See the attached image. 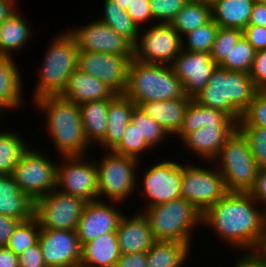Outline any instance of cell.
Masks as SVG:
<instances>
[{"instance_id":"cell-1","label":"cell","mask_w":266,"mask_h":267,"mask_svg":"<svg viewBox=\"0 0 266 267\" xmlns=\"http://www.w3.org/2000/svg\"><path fill=\"white\" fill-rule=\"evenodd\" d=\"M258 205L249 193L228 192L202 214V224L235 251L253 252L266 224V209Z\"/></svg>"},{"instance_id":"cell-2","label":"cell","mask_w":266,"mask_h":267,"mask_svg":"<svg viewBox=\"0 0 266 267\" xmlns=\"http://www.w3.org/2000/svg\"><path fill=\"white\" fill-rule=\"evenodd\" d=\"M32 103L45 113L44 127L59 158L84 156L93 149L85 135L79 105L60 96H43Z\"/></svg>"},{"instance_id":"cell-3","label":"cell","mask_w":266,"mask_h":267,"mask_svg":"<svg viewBox=\"0 0 266 267\" xmlns=\"http://www.w3.org/2000/svg\"><path fill=\"white\" fill-rule=\"evenodd\" d=\"M257 92L258 88L249 74L229 71L217 65L208 84L193 100L202 106L225 112L237 123Z\"/></svg>"},{"instance_id":"cell-4","label":"cell","mask_w":266,"mask_h":267,"mask_svg":"<svg viewBox=\"0 0 266 267\" xmlns=\"http://www.w3.org/2000/svg\"><path fill=\"white\" fill-rule=\"evenodd\" d=\"M124 95L137 105L182 98L185 94L170 65L143 63L133 58Z\"/></svg>"},{"instance_id":"cell-5","label":"cell","mask_w":266,"mask_h":267,"mask_svg":"<svg viewBox=\"0 0 266 267\" xmlns=\"http://www.w3.org/2000/svg\"><path fill=\"white\" fill-rule=\"evenodd\" d=\"M44 53L43 64L38 70V79L32 101L43 96H59L65 89L69 76L77 69L78 44L67 30L53 38Z\"/></svg>"},{"instance_id":"cell-6","label":"cell","mask_w":266,"mask_h":267,"mask_svg":"<svg viewBox=\"0 0 266 267\" xmlns=\"http://www.w3.org/2000/svg\"><path fill=\"white\" fill-rule=\"evenodd\" d=\"M156 241H177L192 247L193 230L202 226L201 212L183 197L141 211Z\"/></svg>"},{"instance_id":"cell-7","label":"cell","mask_w":266,"mask_h":267,"mask_svg":"<svg viewBox=\"0 0 266 267\" xmlns=\"http://www.w3.org/2000/svg\"><path fill=\"white\" fill-rule=\"evenodd\" d=\"M212 162L220 171L228 192L248 193L253 188L259 168L248 141L237 128Z\"/></svg>"},{"instance_id":"cell-8","label":"cell","mask_w":266,"mask_h":267,"mask_svg":"<svg viewBox=\"0 0 266 267\" xmlns=\"http://www.w3.org/2000/svg\"><path fill=\"white\" fill-rule=\"evenodd\" d=\"M103 158L95 159L98 169V200L114 201L123 204L140 185L137 169L141 161L106 150ZM139 164V165H138ZM137 168V169H136ZM138 179V180H137ZM101 198V199H100Z\"/></svg>"},{"instance_id":"cell-9","label":"cell","mask_w":266,"mask_h":267,"mask_svg":"<svg viewBox=\"0 0 266 267\" xmlns=\"http://www.w3.org/2000/svg\"><path fill=\"white\" fill-rule=\"evenodd\" d=\"M39 150L29 144L11 174L19 189L34 201L56 189L57 162Z\"/></svg>"},{"instance_id":"cell-10","label":"cell","mask_w":266,"mask_h":267,"mask_svg":"<svg viewBox=\"0 0 266 267\" xmlns=\"http://www.w3.org/2000/svg\"><path fill=\"white\" fill-rule=\"evenodd\" d=\"M205 167L181 163V196L201 214L228 193L217 167Z\"/></svg>"},{"instance_id":"cell-11","label":"cell","mask_w":266,"mask_h":267,"mask_svg":"<svg viewBox=\"0 0 266 267\" xmlns=\"http://www.w3.org/2000/svg\"><path fill=\"white\" fill-rule=\"evenodd\" d=\"M86 158V155L60 158L56 189L90 202L98 200V169L94 158Z\"/></svg>"},{"instance_id":"cell-12","label":"cell","mask_w":266,"mask_h":267,"mask_svg":"<svg viewBox=\"0 0 266 267\" xmlns=\"http://www.w3.org/2000/svg\"><path fill=\"white\" fill-rule=\"evenodd\" d=\"M181 51L182 37L170 23H152L150 27L140 29L134 45V59L143 63L170 65Z\"/></svg>"},{"instance_id":"cell-13","label":"cell","mask_w":266,"mask_h":267,"mask_svg":"<svg viewBox=\"0 0 266 267\" xmlns=\"http://www.w3.org/2000/svg\"><path fill=\"white\" fill-rule=\"evenodd\" d=\"M86 203L55 189L35 201V217L41 228L76 231Z\"/></svg>"},{"instance_id":"cell-14","label":"cell","mask_w":266,"mask_h":267,"mask_svg":"<svg viewBox=\"0 0 266 267\" xmlns=\"http://www.w3.org/2000/svg\"><path fill=\"white\" fill-rule=\"evenodd\" d=\"M134 56L79 51L77 68L123 95L128 82V68Z\"/></svg>"},{"instance_id":"cell-15","label":"cell","mask_w":266,"mask_h":267,"mask_svg":"<svg viewBox=\"0 0 266 267\" xmlns=\"http://www.w3.org/2000/svg\"><path fill=\"white\" fill-rule=\"evenodd\" d=\"M143 195H146V208L167 203L181 196V164L173 160H162L142 173Z\"/></svg>"},{"instance_id":"cell-16","label":"cell","mask_w":266,"mask_h":267,"mask_svg":"<svg viewBox=\"0 0 266 267\" xmlns=\"http://www.w3.org/2000/svg\"><path fill=\"white\" fill-rule=\"evenodd\" d=\"M68 31L75 37L79 51L134 56V45L98 19Z\"/></svg>"},{"instance_id":"cell-17","label":"cell","mask_w":266,"mask_h":267,"mask_svg":"<svg viewBox=\"0 0 266 267\" xmlns=\"http://www.w3.org/2000/svg\"><path fill=\"white\" fill-rule=\"evenodd\" d=\"M38 243L47 267H80L82 246L76 231L41 228Z\"/></svg>"},{"instance_id":"cell-18","label":"cell","mask_w":266,"mask_h":267,"mask_svg":"<svg viewBox=\"0 0 266 267\" xmlns=\"http://www.w3.org/2000/svg\"><path fill=\"white\" fill-rule=\"evenodd\" d=\"M118 204L121 203L104 202V200L86 203L76 230L81 246L99 235L116 233L118 224L124 215L122 211L118 210Z\"/></svg>"},{"instance_id":"cell-19","label":"cell","mask_w":266,"mask_h":267,"mask_svg":"<svg viewBox=\"0 0 266 267\" xmlns=\"http://www.w3.org/2000/svg\"><path fill=\"white\" fill-rule=\"evenodd\" d=\"M170 66L182 82L184 94L193 98L208 84L217 64L209 53L182 50Z\"/></svg>"},{"instance_id":"cell-20","label":"cell","mask_w":266,"mask_h":267,"mask_svg":"<svg viewBox=\"0 0 266 267\" xmlns=\"http://www.w3.org/2000/svg\"><path fill=\"white\" fill-rule=\"evenodd\" d=\"M121 254L147 252L156 242L147 218L141 210L133 217L122 216L116 231Z\"/></svg>"},{"instance_id":"cell-21","label":"cell","mask_w":266,"mask_h":267,"mask_svg":"<svg viewBox=\"0 0 266 267\" xmlns=\"http://www.w3.org/2000/svg\"><path fill=\"white\" fill-rule=\"evenodd\" d=\"M237 126H205L188 133L181 141L188 152L211 163L219 154L226 139Z\"/></svg>"},{"instance_id":"cell-22","label":"cell","mask_w":266,"mask_h":267,"mask_svg":"<svg viewBox=\"0 0 266 267\" xmlns=\"http://www.w3.org/2000/svg\"><path fill=\"white\" fill-rule=\"evenodd\" d=\"M117 94L95 77L78 68L69 76L61 98L81 105L95 100H112Z\"/></svg>"},{"instance_id":"cell-23","label":"cell","mask_w":266,"mask_h":267,"mask_svg":"<svg viewBox=\"0 0 266 267\" xmlns=\"http://www.w3.org/2000/svg\"><path fill=\"white\" fill-rule=\"evenodd\" d=\"M192 99L184 95L182 98L138 103L136 106L160 124L168 132V137L173 136L174 138L182 126L186 110Z\"/></svg>"},{"instance_id":"cell-24","label":"cell","mask_w":266,"mask_h":267,"mask_svg":"<svg viewBox=\"0 0 266 267\" xmlns=\"http://www.w3.org/2000/svg\"><path fill=\"white\" fill-rule=\"evenodd\" d=\"M0 214L21 222L35 216V201L19 189L11 174L0 175Z\"/></svg>"},{"instance_id":"cell-25","label":"cell","mask_w":266,"mask_h":267,"mask_svg":"<svg viewBox=\"0 0 266 267\" xmlns=\"http://www.w3.org/2000/svg\"><path fill=\"white\" fill-rule=\"evenodd\" d=\"M136 104L123 95H116L109 101L107 113V131L97 144L103 151L112 150L121 140Z\"/></svg>"},{"instance_id":"cell-26","label":"cell","mask_w":266,"mask_h":267,"mask_svg":"<svg viewBox=\"0 0 266 267\" xmlns=\"http://www.w3.org/2000/svg\"><path fill=\"white\" fill-rule=\"evenodd\" d=\"M120 256L116 233L102 234L82 245L80 267H115Z\"/></svg>"},{"instance_id":"cell-27","label":"cell","mask_w":266,"mask_h":267,"mask_svg":"<svg viewBox=\"0 0 266 267\" xmlns=\"http://www.w3.org/2000/svg\"><path fill=\"white\" fill-rule=\"evenodd\" d=\"M14 61L13 57L0 54V108L3 111L18 110L24 105L22 75Z\"/></svg>"},{"instance_id":"cell-28","label":"cell","mask_w":266,"mask_h":267,"mask_svg":"<svg viewBox=\"0 0 266 267\" xmlns=\"http://www.w3.org/2000/svg\"><path fill=\"white\" fill-rule=\"evenodd\" d=\"M212 19L219 27L243 30L249 25L254 2L252 0H213Z\"/></svg>"},{"instance_id":"cell-29","label":"cell","mask_w":266,"mask_h":267,"mask_svg":"<svg viewBox=\"0 0 266 267\" xmlns=\"http://www.w3.org/2000/svg\"><path fill=\"white\" fill-rule=\"evenodd\" d=\"M205 126H237V123L225 112L202 106L192 99L175 137L181 141L188 133Z\"/></svg>"},{"instance_id":"cell-30","label":"cell","mask_w":266,"mask_h":267,"mask_svg":"<svg viewBox=\"0 0 266 267\" xmlns=\"http://www.w3.org/2000/svg\"><path fill=\"white\" fill-rule=\"evenodd\" d=\"M16 10L0 24V54L12 56V52L22 50L34 34L27 17Z\"/></svg>"},{"instance_id":"cell-31","label":"cell","mask_w":266,"mask_h":267,"mask_svg":"<svg viewBox=\"0 0 266 267\" xmlns=\"http://www.w3.org/2000/svg\"><path fill=\"white\" fill-rule=\"evenodd\" d=\"M190 248L185 242L156 241L146 252V267H183L190 259Z\"/></svg>"},{"instance_id":"cell-32","label":"cell","mask_w":266,"mask_h":267,"mask_svg":"<svg viewBox=\"0 0 266 267\" xmlns=\"http://www.w3.org/2000/svg\"><path fill=\"white\" fill-rule=\"evenodd\" d=\"M110 100H95L81 105L80 112L88 143L95 147L107 131V113Z\"/></svg>"},{"instance_id":"cell-33","label":"cell","mask_w":266,"mask_h":267,"mask_svg":"<svg viewBox=\"0 0 266 267\" xmlns=\"http://www.w3.org/2000/svg\"><path fill=\"white\" fill-rule=\"evenodd\" d=\"M211 19L210 3L189 0L170 24L183 37L199 26L208 23Z\"/></svg>"},{"instance_id":"cell-34","label":"cell","mask_w":266,"mask_h":267,"mask_svg":"<svg viewBox=\"0 0 266 267\" xmlns=\"http://www.w3.org/2000/svg\"><path fill=\"white\" fill-rule=\"evenodd\" d=\"M103 3L104 12L101 15L102 17H98V20L135 45L139 38L140 29L127 14V11L112 0H104Z\"/></svg>"},{"instance_id":"cell-35","label":"cell","mask_w":266,"mask_h":267,"mask_svg":"<svg viewBox=\"0 0 266 267\" xmlns=\"http://www.w3.org/2000/svg\"><path fill=\"white\" fill-rule=\"evenodd\" d=\"M13 130L0 131V175H10L15 169L21 154L28 148L26 141Z\"/></svg>"},{"instance_id":"cell-36","label":"cell","mask_w":266,"mask_h":267,"mask_svg":"<svg viewBox=\"0 0 266 267\" xmlns=\"http://www.w3.org/2000/svg\"><path fill=\"white\" fill-rule=\"evenodd\" d=\"M153 149L154 148L145 140L144 136H141L137 126L130 121L120 142L111 151L141 161L140 158L142 155H145V151L150 152Z\"/></svg>"},{"instance_id":"cell-37","label":"cell","mask_w":266,"mask_h":267,"mask_svg":"<svg viewBox=\"0 0 266 267\" xmlns=\"http://www.w3.org/2000/svg\"><path fill=\"white\" fill-rule=\"evenodd\" d=\"M218 28L216 22L211 19L208 23L185 34L182 37V50L210 54Z\"/></svg>"},{"instance_id":"cell-38","label":"cell","mask_w":266,"mask_h":267,"mask_svg":"<svg viewBox=\"0 0 266 267\" xmlns=\"http://www.w3.org/2000/svg\"><path fill=\"white\" fill-rule=\"evenodd\" d=\"M40 231L41 227L35 216L30 220L20 222L6 247L19 257L26 248L38 243Z\"/></svg>"},{"instance_id":"cell-39","label":"cell","mask_w":266,"mask_h":267,"mask_svg":"<svg viewBox=\"0 0 266 267\" xmlns=\"http://www.w3.org/2000/svg\"><path fill=\"white\" fill-rule=\"evenodd\" d=\"M256 50L242 36L239 42L229 51L226 58L218 65L229 71L250 73Z\"/></svg>"},{"instance_id":"cell-40","label":"cell","mask_w":266,"mask_h":267,"mask_svg":"<svg viewBox=\"0 0 266 267\" xmlns=\"http://www.w3.org/2000/svg\"><path fill=\"white\" fill-rule=\"evenodd\" d=\"M131 122H133L141 136L153 147H158L167 139L168 132L155 120L147 116L138 106H135L131 115Z\"/></svg>"},{"instance_id":"cell-41","label":"cell","mask_w":266,"mask_h":267,"mask_svg":"<svg viewBox=\"0 0 266 267\" xmlns=\"http://www.w3.org/2000/svg\"><path fill=\"white\" fill-rule=\"evenodd\" d=\"M242 36L243 31L241 29L219 27L210 52L212 60L219 65Z\"/></svg>"},{"instance_id":"cell-42","label":"cell","mask_w":266,"mask_h":267,"mask_svg":"<svg viewBox=\"0 0 266 267\" xmlns=\"http://www.w3.org/2000/svg\"><path fill=\"white\" fill-rule=\"evenodd\" d=\"M248 141L249 149L258 168H266V128L257 126H237Z\"/></svg>"},{"instance_id":"cell-43","label":"cell","mask_w":266,"mask_h":267,"mask_svg":"<svg viewBox=\"0 0 266 267\" xmlns=\"http://www.w3.org/2000/svg\"><path fill=\"white\" fill-rule=\"evenodd\" d=\"M237 126H257L266 128V90H258L254 99L242 113Z\"/></svg>"},{"instance_id":"cell-44","label":"cell","mask_w":266,"mask_h":267,"mask_svg":"<svg viewBox=\"0 0 266 267\" xmlns=\"http://www.w3.org/2000/svg\"><path fill=\"white\" fill-rule=\"evenodd\" d=\"M188 1L189 0H150L153 24L171 23Z\"/></svg>"},{"instance_id":"cell-45","label":"cell","mask_w":266,"mask_h":267,"mask_svg":"<svg viewBox=\"0 0 266 267\" xmlns=\"http://www.w3.org/2000/svg\"><path fill=\"white\" fill-rule=\"evenodd\" d=\"M127 14L132 18L133 22L140 29L147 27L146 22H153L150 8V0H133L131 6L127 9ZM141 26V27H140Z\"/></svg>"},{"instance_id":"cell-46","label":"cell","mask_w":266,"mask_h":267,"mask_svg":"<svg viewBox=\"0 0 266 267\" xmlns=\"http://www.w3.org/2000/svg\"><path fill=\"white\" fill-rule=\"evenodd\" d=\"M249 76L258 90H266V49L256 51Z\"/></svg>"},{"instance_id":"cell-47","label":"cell","mask_w":266,"mask_h":267,"mask_svg":"<svg viewBox=\"0 0 266 267\" xmlns=\"http://www.w3.org/2000/svg\"><path fill=\"white\" fill-rule=\"evenodd\" d=\"M18 258L19 267H47L39 243L26 248Z\"/></svg>"},{"instance_id":"cell-48","label":"cell","mask_w":266,"mask_h":267,"mask_svg":"<svg viewBox=\"0 0 266 267\" xmlns=\"http://www.w3.org/2000/svg\"><path fill=\"white\" fill-rule=\"evenodd\" d=\"M243 37L256 50L266 49V28L248 25L243 30Z\"/></svg>"},{"instance_id":"cell-49","label":"cell","mask_w":266,"mask_h":267,"mask_svg":"<svg viewBox=\"0 0 266 267\" xmlns=\"http://www.w3.org/2000/svg\"><path fill=\"white\" fill-rule=\"evenodd\" d=\"M248 193L266 209V168L258 169L253 188Z\"/></svg>"},{"instance_id":"cell-50","label":"cell","mask_w":266,"mask_h":267,"mask_svg":"<svg viewBox=\"0 0 266 267\" xmlns=\"http://www.w3.org/2000/svg\"><path fill=\"white\" fill-rule=\"evenodd\" d=\"M21 221L16 218L0 214V246H6Z\"/></svg>"},{"instance_id":"cell-51","label":"cell","mask_w":266,"mask_h":267,"mask_svg":"<svg viewBox=\"0 0 266 267\" xmlns=\"http://www.w3.org/2000/svg\"><path fill=\"white\" fill-rule=\"evenodd\" d=\"M147 256L146 252L121 254L115 267H146Z\"/></svg>"},{"instance_id":"cell-52","label":"cell","mask_w":266,"mask_h":267,"mask_svg":"<svg viewBox=\"0 0 266 267\" xmlns=\"http://www.w3.org/2000/svg\"><path fill=\"white\" fill-rule=\"evenodd\" d=\"M249 25L266 28V4L254 3Z\"/></svg>"},{"instance_id":"cell-53","label":"cell","mask_w":266,"mask_h":267,"mask_svg":"<svg viewBox=\"0 0 266 267\" xmlns=\"http://www.w3.org/2000/svg\"><path fill=\"white\" fill-rule=\"evenodd\" d=\"M234 267H266V264L254 253L246 252L243 256L237 258Z\"/></svg>"},{"instance_id":"cell-54","label":"cell","mask_w":266,"mask_h":267,"mask_svg":"<svg viewBox=\"0 0 266 267\" xmlns=\"http://www.w3.org/2000/svg\"><path fill=\"white\" fill-rule=\"evenodd\" d=\"M0 267H19V258L6 246H0Z\"/></svg>"},{"instance_id":"cell-55","label":"cell","mask_w":266,"mask_h":267,"mask_svg":"<svg viewBox=\"0 0 266 267\" xmlns=\"http://www.w3.org/2000/svg\"><path fill=\"white\" fill-rule=\"evenodd\" d=\"M17 1L18 0H0V24L18 9L15 6Z\"/></svg>"},{"instance_id":"cell-56","label":"cell","mask_w":266,"mask_h":267,"mask_svg":"<svg viewBox=\"0 0 266 267\" xmlns=\"http://www.w3.org/2000/svg\"><path fill=\"white\" fill-rule=\"evenodd\" d=\"M253 252L266 264V224L261 234L260 241Z\"/></svg>"},{"instance_id":"cell-57","label":"cell","mask_w":266,"mask_h":267,"mask_svg":"<svg viewBox=\"0 0 266 267\" xmlns=\"http://www.w3.org/2000/svg\"><path fill=\"white\" fill-rule=\"evenodd\" d=\"M120 5V7L127 11V9L131 6L133 0H112Z\"/></svg>"},{"instance_id":"cell-58","label":"cell","mask_w":266,"mask_h":267,"mask_svg":"<svg viewBox=\"0 0 266 267\" xmlns=\"http://www.w3.org/2000/svg\"><path fill=\"white\" fill-rule=\"evenodd\" d=\"M254 3L266 4V0H252Z\"/></svg>"},{"instance_id":"cell-59","label":"cell","mask_w":266,"mask_h":267,"mask_svg":"<svg viewBox=\"0 0 266 267\" xmlns=\"http://www.w3.org/2000/svg\"><path fill=\"white\" fill-rule=\"evenodd\" d=\"M197 1L206 2V3H211L213 0H197Z\"/></svg>"},{"instance_id":"cell-60","label":"cell","mask_w":266,"mask_h":267,"mask_svg":"<svg viewBox=\"0 0 266 267\" xmlns=\"http://www.w3.org/2000/svg\"><path fill=\"white\" fill-rule=\"evenodd\" d=\"M5 112L0 108V120H1V117L3 116L2 114H4Z\"/></svg>"}]
</instances>
